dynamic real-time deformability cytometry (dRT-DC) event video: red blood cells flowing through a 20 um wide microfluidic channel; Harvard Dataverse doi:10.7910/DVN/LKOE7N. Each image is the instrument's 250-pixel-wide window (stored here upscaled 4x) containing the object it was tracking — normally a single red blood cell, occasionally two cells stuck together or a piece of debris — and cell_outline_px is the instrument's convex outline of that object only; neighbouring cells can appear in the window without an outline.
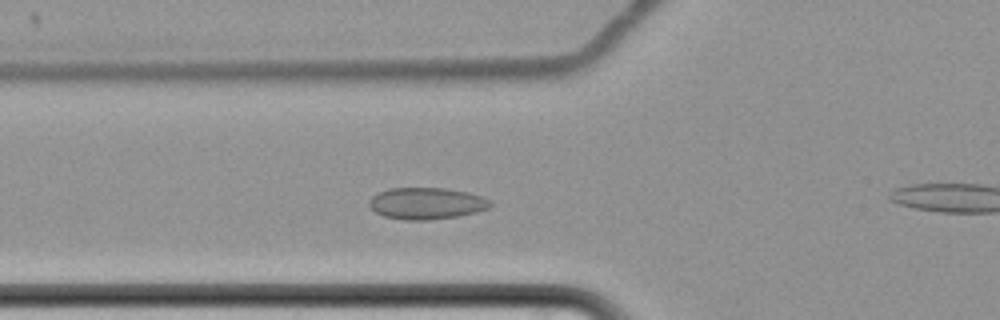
{"species": "common noctule bat (a hibernating species)", "species_latin": "Nyctalus noctula", "temperature_condition": "cold", "stored_images_in_passage": 52, "camera_frame_rate_fps": 3000, "um_per_image_px": 0.085, "animal": {"sex": "female", "body_mass_g": 22.7, "forearm_length_mm": 54.2}, "frame": {"image": 1, "passage_image": 21, "time_ms": 6.667, "image_size_px": [1000, 320], "cell_outline_px": [[492, 204], [488, 208], [476, 212], [456, 216], [428, 220], [404, 220], [384, 216], [376, 212], [368, 204], [368, 200], [372, 196], [388, 188], [444, 188], [468, 192], [492, 200]], "centroid_in_image_um": [36.24, 17.28], "position_along_channel_um": 89.6, "area_um2": 22.31}}
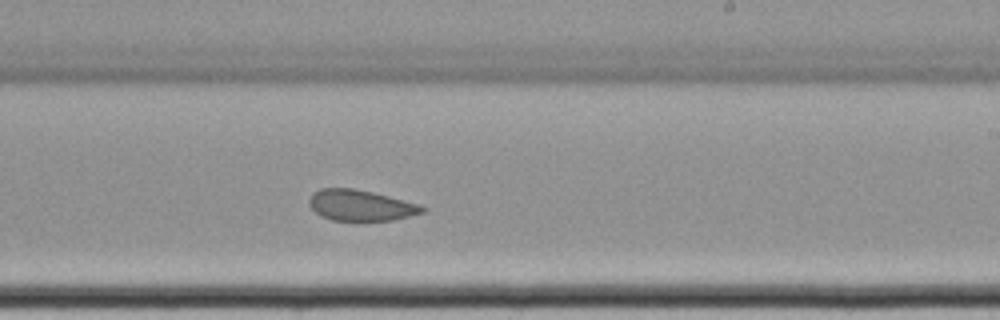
{"frame": {"image": 2, "passage_image": 36, "time_ms": 11.667, "image_size_px": [1000, 320], "cell_outline_px": [[424, 212], [392, 220], [356, 224], [332, 220], [320, 216], [308, 204], [308, 200], [312, 192], [320, 188], [352, 188], [372, 192], [388, 196], [416, 204], [424, 208]], "centroid_in_image_um": [30.56, 17.5], "position_along_channel_um": 258.4, "area_um2": 20.92}}
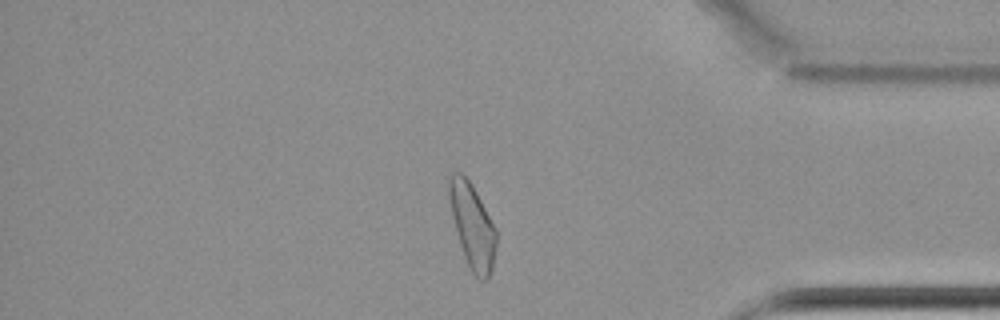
{"frame": {"image": 3, "passage_image": 50, "time_ms": 16.333, "image_size_px": [1000, 320], "cell_outline_px": [[496, 244], [492, 268], [488, 280], [480, 280], [472, 272], [468, 264], [460, 244], [456, 232], [452, 216], [448, 192], [448, 180], [452, 172], [460, 172], [472, 184], [496, 228]], "centroid_in_image_um": [40.15, 19.19], "position_along_channel_um": 395.1, "area_um2": 22.95}}